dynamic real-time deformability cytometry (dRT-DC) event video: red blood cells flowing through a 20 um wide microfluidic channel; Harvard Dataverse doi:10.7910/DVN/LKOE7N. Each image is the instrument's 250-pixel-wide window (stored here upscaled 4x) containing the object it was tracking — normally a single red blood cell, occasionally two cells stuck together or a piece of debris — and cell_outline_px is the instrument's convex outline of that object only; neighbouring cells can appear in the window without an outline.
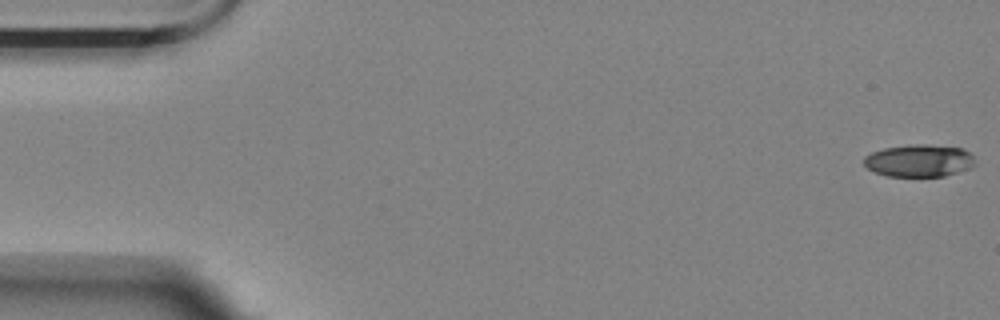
{"species": "Egyptian fruit bat (a non-hibernating species)", "species_latin": "Rousettus aegyptiacus", "temperature_condition": "room temperature", "stored_images_in_passage": 15, "camera_frame_rate_fps": 3000, "um_per_image_px": 0.085, "animal": {"sex": "female"}, "frame": {"image": 1, "passage_image": 1, "time_ms": 0.0, "image_size_px": [1000, 320], "cell_outline_px": [[972, 164], [968, 168], [944, 176], [888, 176], [876, 172], [868, 168], [864, 164], [864, 156], [872, 152], [884, 148], [908, 144], [924, 144], [964, 148], [972, 156]], "centroid_in_image_um": [78.07, 13.64], "position_along_channel_um": 6.9, "area_um2": 20.69}}